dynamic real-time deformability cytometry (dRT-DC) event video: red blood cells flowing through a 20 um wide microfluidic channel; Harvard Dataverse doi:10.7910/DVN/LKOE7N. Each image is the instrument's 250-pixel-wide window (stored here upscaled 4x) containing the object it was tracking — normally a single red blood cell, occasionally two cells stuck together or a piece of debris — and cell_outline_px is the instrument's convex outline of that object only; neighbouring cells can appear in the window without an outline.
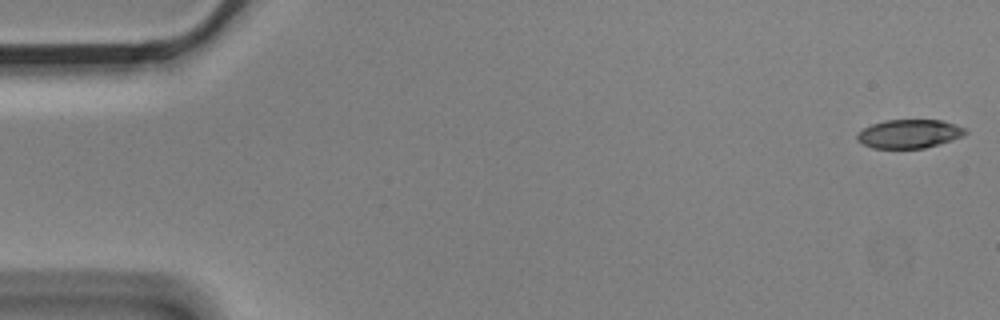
{"species": "Egyptian fruit bat (a non-hibernating species)", "species_latin": "Rousettus aegyptiacus", "temperature_condition": "cold", "stored_images_in_passage": 4, "camera_frame_rate_fps": 3000, "um_per_image_px": 0.085, "animal": {"sex": "male"}, "frame": {"image": 1, "passage_image": 1, "time_ms": 0.0, "image_size_px": [1000, 320], "cell_outline_px": [[968, 132], [964, 136], [952, 140], [924, 148], [872, 148], [856, 140], [856, 136], [864, 128], [872, 124], [884, 120], [940, 120], [956, 124], [964, 128]], "centroid_in_image_um": [77.3, 11.37], "position_along_channel_um": 7.7, "area_um2": 18.03}}
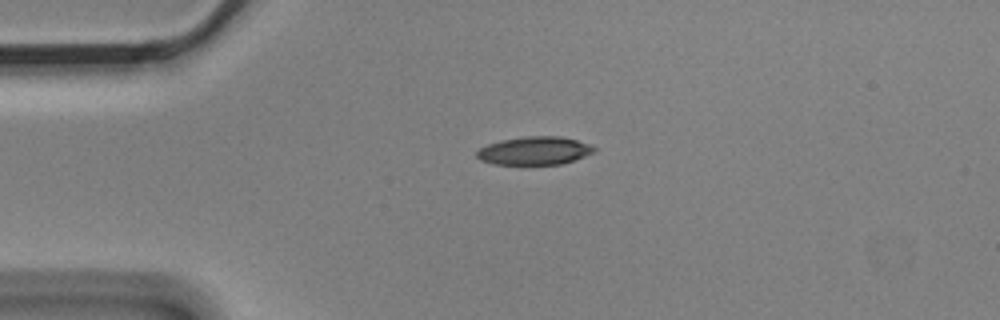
{"frame": {"image": 2, "passage_image": 4, "time_ms": 1.0, "image_size_px": [1000, 320], "cell_outline_px": [[596, 148], [592, 152], [584, 156], [560, 164], [492, 164], [480, 160], [476, 156], [476, 152], [480, 148], [488, 144], [500, 140], [524, 136], [560, 136], [576, 140], [588, 144]], "centroid_in_image_um": [45.37, 12.8], "position_along_channel_um": 39.6, "area_um2": 19.07}}